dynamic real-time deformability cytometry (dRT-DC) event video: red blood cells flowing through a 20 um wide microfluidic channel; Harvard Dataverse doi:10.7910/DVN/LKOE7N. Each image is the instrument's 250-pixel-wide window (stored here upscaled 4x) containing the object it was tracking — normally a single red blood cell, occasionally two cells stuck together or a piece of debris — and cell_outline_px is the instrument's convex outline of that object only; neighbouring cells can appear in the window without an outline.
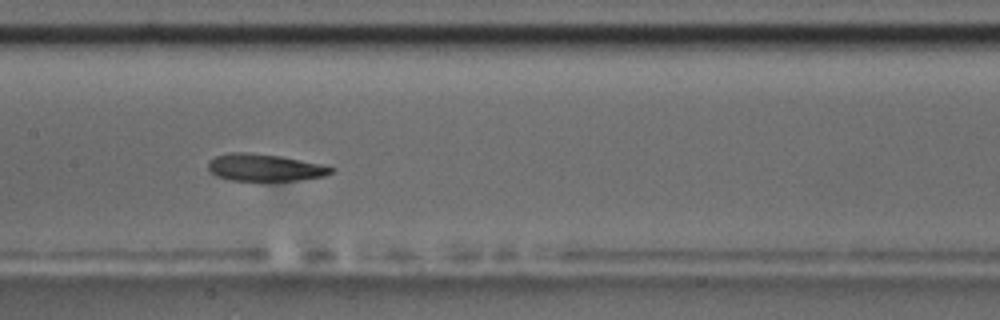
{"species": "common noctule bat (a hibernating species)", "species_latin": "Nyctalus noctula", "temperature_condition": "room temperature", "stored_images_in_passage": 56, "camera_frame_rate_fps": 3000, "um_per_image_px": 0.085, "animal": {"sex": "male", "body_mass_g": 17.5, "forearm_length_mm": 52.3}, "frame": {"image": 1, "passage_image": 28, "time_ms": 9.0, "image_size_px": [1000, 320], "cell_outline_px": [[336, 168], [332, 172], [324, 176], [296, 180], [232, 180], [216, 176], [208, 168], [208, 160], [216, 156], [232, 152], [248, 152], [280, 156], [324, 164]], "centroid_in_image_um": [22.52, 14.23], "position_along_channel_um": 184.9, "area_um2": 19.36}}
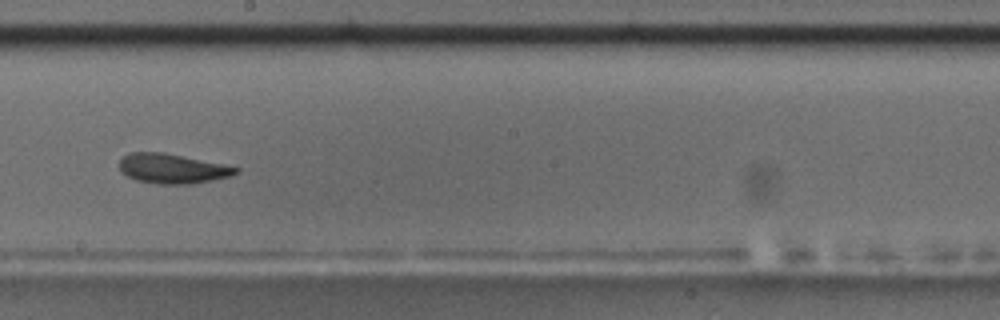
{"frame": {"image": 2, "passage_image": 32, "time_ms": 10.333, "image_size_px": [1000, 320], "cell_outline_px": [[240, 172], [232, 176], [192, 184], [160, 184], [136, 180], [120, 172], [120, 160], [128, 152], [164, 152], [224, 164], [240, 168]], "centroid_in_image_um": [14.67, 14.33], "position_along_channel_um": 233.5, "area_um2": 20.29}}
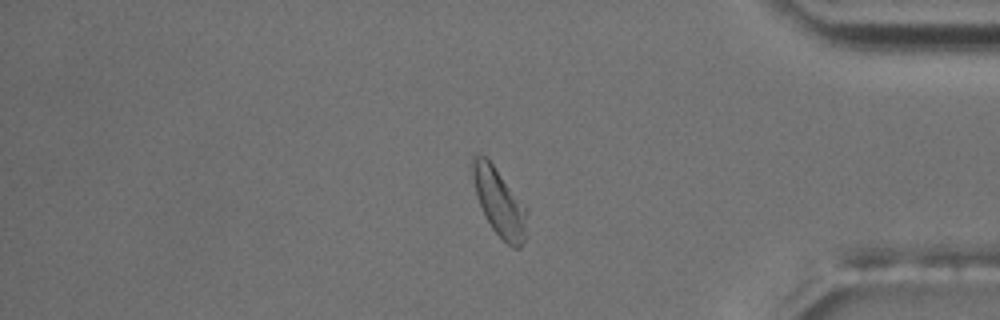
{"frame": {"image": 3, "passage_image": 47, "time_ms": 15.333, "image_size_px": [1000, 320], "cell_outline_px": [[528, 212], [524, 240], [520, 248], [512, 248], [492, 228], [476, 196], [472, 180], [468, 160], [472, 156], [488, 156], [528, 208]], "centroid_in_image_um": [42.42, 17.09], "position_along_channel_um": 392.8, "area_um2": 21.96}, "authors_computed_cell_mechanics": {"area_um2": 20.4034, "velocity_mm_per_s": 3.6714, "shape_relaxation_time_tau1_ms": 3.9816, "shape_relaxation_time_tau2_ms": 1.77, "deformation_change_tau1": 0.1299, "deformation_change_tau2": 0.0831}}